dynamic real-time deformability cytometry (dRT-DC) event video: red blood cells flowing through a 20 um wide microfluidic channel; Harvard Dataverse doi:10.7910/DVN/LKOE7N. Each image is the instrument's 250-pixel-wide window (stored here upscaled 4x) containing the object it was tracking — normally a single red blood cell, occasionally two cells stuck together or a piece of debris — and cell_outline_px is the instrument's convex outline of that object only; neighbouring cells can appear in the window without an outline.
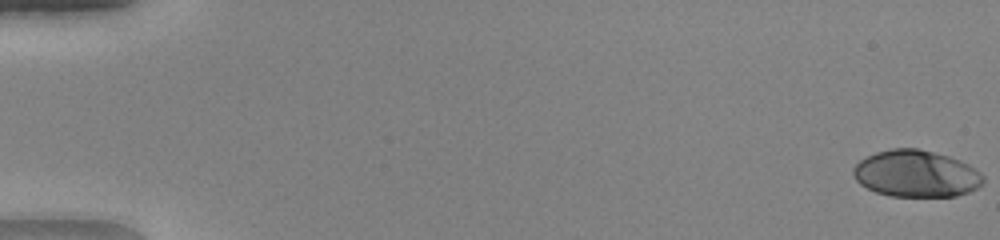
{"species": "human", "species_latin": "Homo sapiens", "temperature_condition": "warm", "stored_images_in_passage": 51, "camera_frame_rate_fps": 3000, "um_per_image_px": 0.085, "donor": {"sex": "female"}, "frame": {"image": 1, "passage_image": 1, "time_ms": 0.0, "image_size_px": [1000, 240], "cell_outline_px": [[984, 184], [968, 192], [956, 196], [888, 196], [876, 192], [860, 184], [856, 180], [852, 172], [852, 168], [860, 160], [876, 152], [892, 148], [916, 148], [948, 156], [960, 160], [968, 164], [980, 172], [984, 176]], "centroid_in_image_um": [77.87, 14.77], "position_along_channel_um": 7.1, "area_um2": 35.43}}
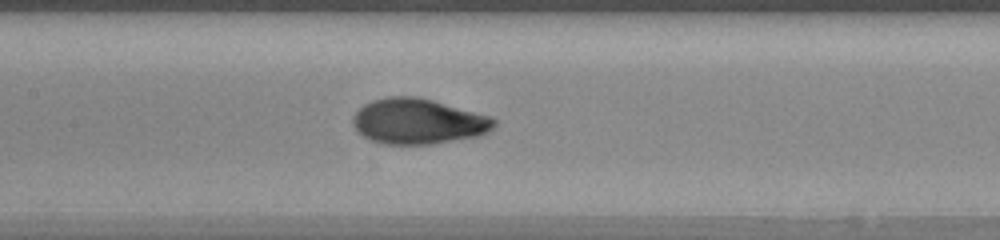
{"frame": {"image": 2, "passage_image": 26, "time_ms": 8.333, "image_size_px": [1000, 240], "cell_outline_px": [[496, 124], [488, 132], [480, 136], [432, 144], [380, 144], [368, 140], [356, 132], [352, 124], [352, 116], [364, 104], [372, 100], [388, 96], [416, 96], [432, 100], [492, 116], [496, 120]], "centroid_in_image_um": [35.51, 10.32], "position_along_channel_um": 171.9, "area_um2": 37.86}}
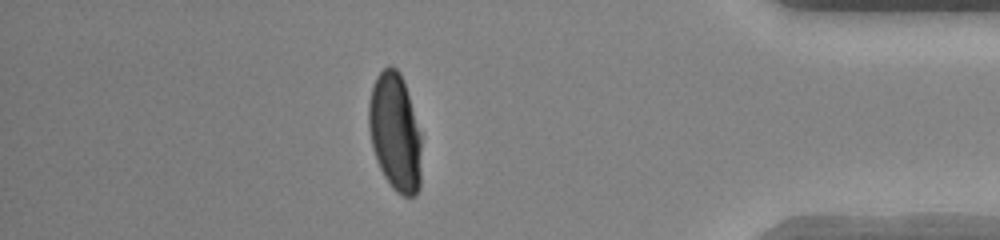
{"frame": {"image": 3, "passage_image": 45, "time_ms": 14.667, "image_size_px": [1000, 240], "cell_outline_px": [[420, 188], [416, 196], [404, 196], [396, 192], [392, 188], [384, 176], [376, 160], [372, 148], [368, 128], [368, 104], [372, 88], [376, 76], [388, 64], [392, 64], [400, 72], [404, 80], [420, 132]], "centroid_in_image_um": [33.56, 11.23], "position_along_channel_um": 401.6, "area_um2": 36.47}, "authors_computed_cell_mechanics": {"area_um2": 36.5874, "velocity_mm_per_s": 4.1481, "shape_relaxation_time_tau1_ms": 4.9736, "shape_relaxation_time_tau2_ms": null, "deformation_change_tau1": 0.2456, "deformation_change_tau2": null}}